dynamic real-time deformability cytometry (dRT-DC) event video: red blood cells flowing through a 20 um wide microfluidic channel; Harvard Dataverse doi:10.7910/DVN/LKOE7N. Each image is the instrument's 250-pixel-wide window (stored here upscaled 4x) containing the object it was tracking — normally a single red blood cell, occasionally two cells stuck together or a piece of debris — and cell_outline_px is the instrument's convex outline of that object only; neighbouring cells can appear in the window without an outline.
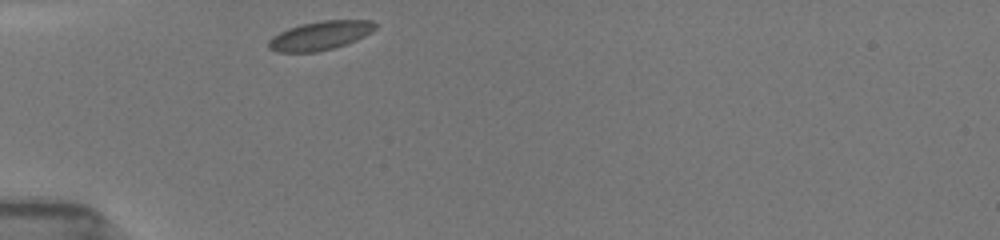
{"species": "common noctule bat (a hibernating species)", "species_latin": "Nyctalus noctula", "temperature_condition": "room temperature", "stored_images_in_passage": 30, "camera_frame_rate_fps": 3000, "um_per_image_px": 0.085, "animal": {"sex": "female", "body_mass_g": 19.5, "forearm_length_mm": 54.1}, "frame": {"image": 1, "passage_image": 1, "time_ms": 0.0, "image_size_px": [1000, 240], "cell_outline_px": [[376, 28], [372, 32], [356, 40], [332, 48], [316, 52], [276, 52], [268, 48], [268, 40], [272, 36], [288, 28], [300, 24], [320, 20], [372, 20], [376, 24]], "centroid_in_image_um": [27.19, 3.01], "position_along_channel_um": 57.8, "area_um2": 17.98}}
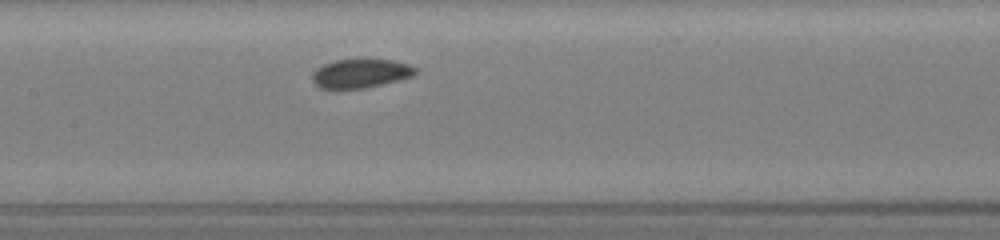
{"frame": {"image": 2, "passage_image": 11, "time_ms": 3.333, "image_size_px": [1000, 240], "cell_outline_px": [[416, 72], [412, 76], [400, 80], [364, 88], [340, 92], [332, 92], [320, 88], [312, 80], [312, 72], [316, 68], [324, 64], [336, 60], [392, 60], [408, 64], [416, 68]], "centroid_in_image_um": [30.57, 6.3], "position_along_channel_um": 176.8, "area_um2": 17.86}}
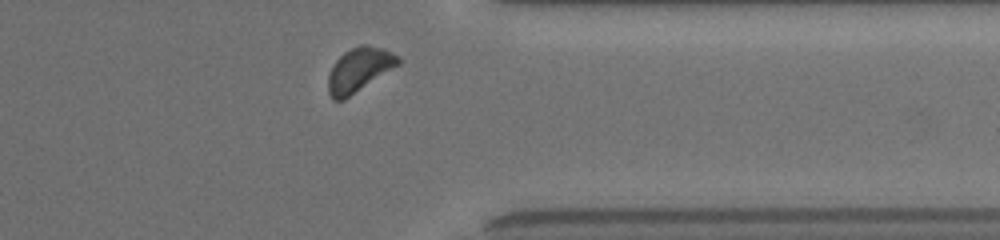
{"frame": {"image": 3, "passage_image": 27, "time_ms": 8.667, "image_size_px": [1000, 240], "cell_outline_px": [[400, 64], [344, 100], [332, 100], [328, 92], [328, 76], [336, 60], [344, 52], [360, 44], [368, 44], [384, 48], [400, 56]], "centroid_in_image_um": [30.54, 5.92], "position_along_channel_um": 380.9, "area_um2": 18.03}}